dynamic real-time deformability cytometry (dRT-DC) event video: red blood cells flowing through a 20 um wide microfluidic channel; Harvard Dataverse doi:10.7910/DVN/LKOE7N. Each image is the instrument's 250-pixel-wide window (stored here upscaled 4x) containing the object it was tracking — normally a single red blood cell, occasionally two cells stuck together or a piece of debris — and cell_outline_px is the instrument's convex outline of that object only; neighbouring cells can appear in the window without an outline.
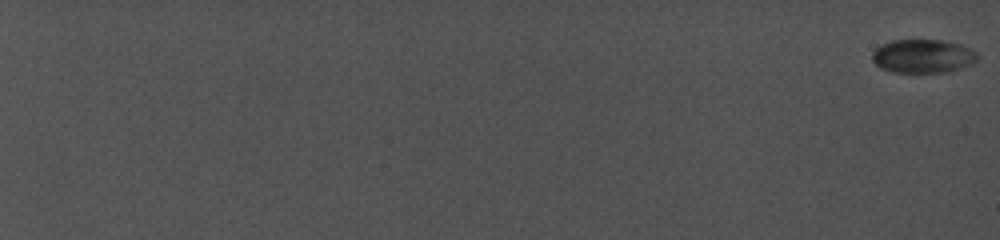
{"species": "common noctule bat (a hibernating species)", "species_latin": "Nyctalus noctula", "temperature_condition": "cold", "stored_images_in_passage": 83, "camera_frame_rate_fps": 5000, "um_per_image_px": 0.085, "animal": {"sex": "female", "body_mass_g": 19.0, "forearm_length_mm": 56.7}, "frame": {"image": 1, "passage_image": 1, "time_ms": 0.0, "image_size_px": [1000, 240], "cell_outline_px": [[976, 60], [972, 64], [948, 72], [892, 72], [880, 68], [872, 60], [872, 52], [876, 48], [884, 44], [900, 40], [932, 40], [956, 44], [968, 48], [976, 52]], "centroid_in_image_um": [78.41, 4.8], "position_along_channel_um": 6.6, "area_um2": 20.11}}
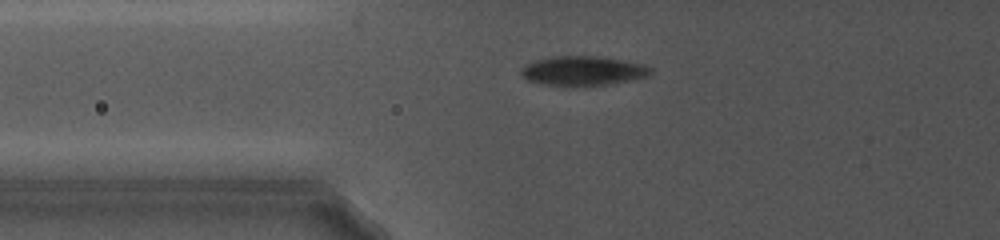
{"frame": {"image": 2, "passage_image": 33, "time_ms": 10.0, "image_size_px": [1000, 240], "cell_outline_px": [[652, 72], [648, 76], [636, 80], [608, 84], [576, 88], [540, 84], [528, 80], [520, 76], [520, 68], [524, 64], [536, 60], [552, 56], [596, 56], [624, 60], [644, 64], [652, 68]], "centroid_in_image_um": [49.53, 6.05], "position_along_channel_um": 76.3, "area_um2": 23.06}}
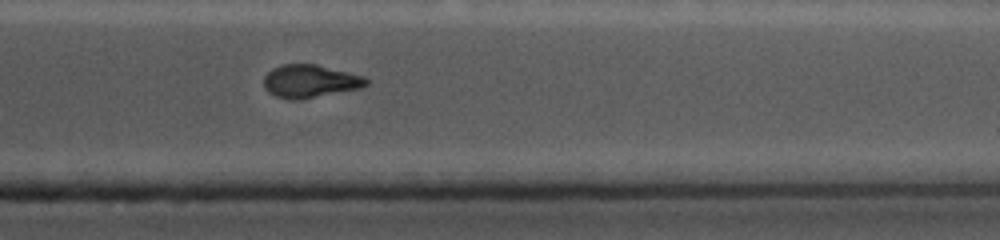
{"frame": {"image": 3, "passage_image": 82, "time_ms": 18.2, "image_size_px": [1000, 240], "cell_outline_px": [[368, 84], [360, 88], [300, 100], [292, 100], [276, 96], [268, 92], [264, 88], [264, 76], [272, 68], [284, 64], [316, 64], [364, 76], [368, 80]], "centroid_in_image_um": [26.34, 6.9], "position_along_channel_um": 385.1, "area_um2": 19.65}}